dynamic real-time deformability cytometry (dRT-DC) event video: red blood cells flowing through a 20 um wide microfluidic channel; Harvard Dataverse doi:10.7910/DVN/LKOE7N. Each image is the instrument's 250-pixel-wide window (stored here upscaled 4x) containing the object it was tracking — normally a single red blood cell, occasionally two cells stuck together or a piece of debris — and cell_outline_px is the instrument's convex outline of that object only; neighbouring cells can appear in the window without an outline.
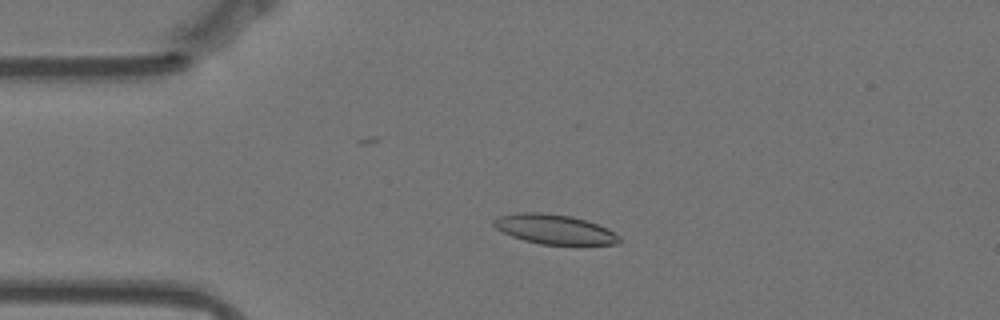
{"species": "Egyptian fruit bat (a non-hibernating species)", "species_latin": "Rousettus aegyptiacus", "temperature_condition": "warm", "stored_images_in_passage": 58, "camera_frame_rate_fps": 3000, "um_per_image_px": 0.085, "animal": {"sex": "female"}, "frame": {"image": 1, "passage_image": 13, "time_ms": 4.0, "image_size_px": [1000, 320], "cell_outline_px": [[620, 244], [540, 244], [524, 240], [512, 236], [496, 228], [492, 224], [492, 220], [500, 216], [516, 212], [544, 212], [572, 216], [608, 228], [620, 236]], "centroid_in_image_um": [47.11, 19.47], "position_along_channel_um": 37.9, "area_um2": 21.62}}
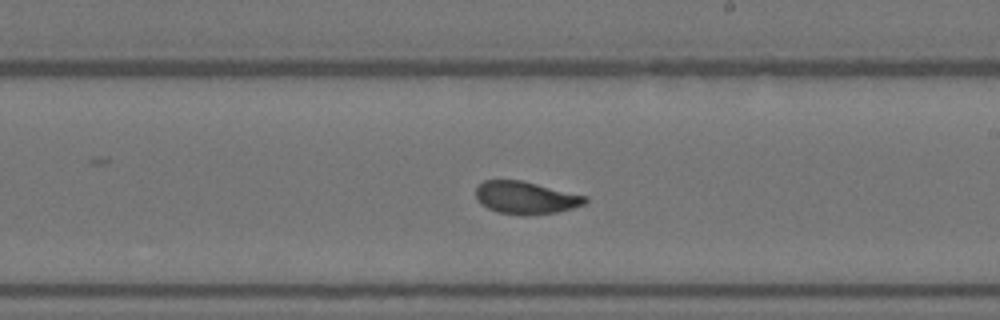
{"frame": {"image": 2, "passage_image": 33, "time_ms": 10.667, "image_size_px": [1000, 320], "cell_outline_px": [[588, 200], [584, 204], [572, 208], [556, 212], [524, 216], [496, 212], [480, 204], [476, 200], [476, 188], [484, 180], [520, 180], [588, 196]], "centroid_in_image_um": [44.67, 16.81], "position_along_channel_um": 244.3, "area_um2": 20.81}}
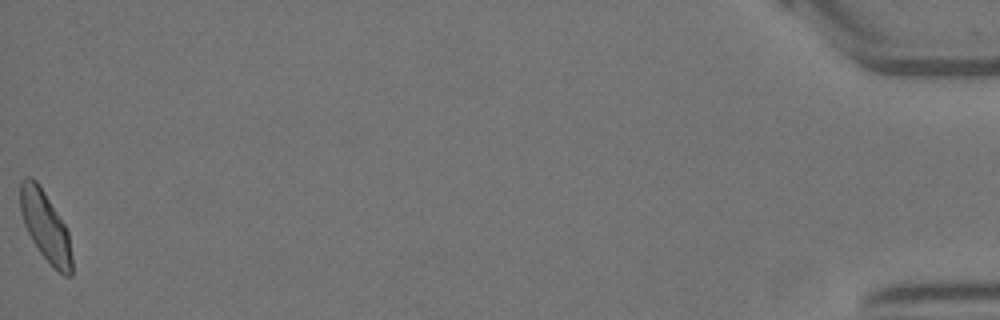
{"frame": {"image": 3, "passage_image": 58, "time_ms": 19.0, "image_size_px": [1000, 320], "cell_outline_px": [[72, 276], [64, 276], [40, 252], [32, 240], [24, 224], [20, 212], [20, 180], [24, 176], [32, 176], [40, 184], [64, 224], [68, 232], [72, 256]], "centroid_in_image_um": [3.84, 19.17], "position_along_channel_um": 431.4, "area_um2": 20.92}, "authors_computed_cell_mechanics": {"area_um2": 20.9525, "velocity_mm_per_s": 3.497, "shape_relaxation_time_tau1_ms": 8.6551, "shape_relaxation_time_tau2_ms": 1.2668, "deformation_change_tau1": 0.2063, "deformation_change_tau2": 0.0662}}